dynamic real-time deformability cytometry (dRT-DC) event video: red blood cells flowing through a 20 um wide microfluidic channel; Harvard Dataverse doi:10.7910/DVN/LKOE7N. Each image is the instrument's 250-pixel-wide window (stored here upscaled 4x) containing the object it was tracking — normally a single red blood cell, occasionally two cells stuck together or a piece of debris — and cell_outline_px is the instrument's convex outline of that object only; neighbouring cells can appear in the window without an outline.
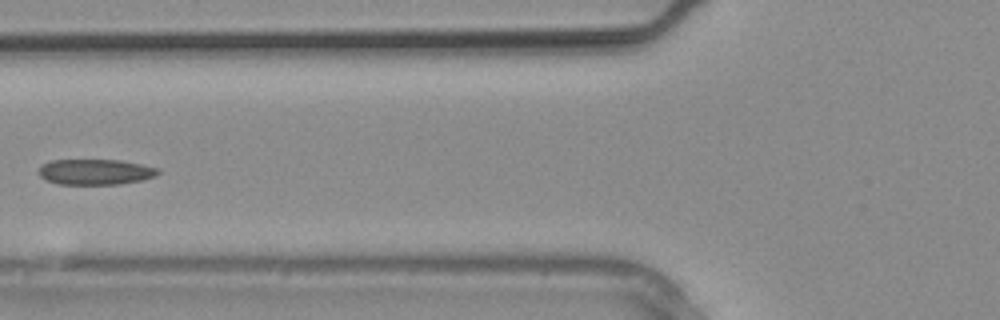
{"species": "common noctule bat (a hibernating species)", "species_latin": "Nyctalus noctula", "temperature_condition": "warm", "stored_images_in_passage": 16, "camera_frame_rate_fps": 3000, "um_per_image_px": 0.085, "animal": {"sex": "male", "body_mass_g": 20.4}, "frame": {"image": 1, "passage_image": 10, "time_ms": 3.0, "image_size_px": [1000, 320], "cell_outline_px": [[160, 172], [156, 176], [144, 180], [120, 184], [60, 184], [44, 180], [40, 176], [40, 164], [52, 160], [120, 160], [160, 168]], "centroid_in_image_um": [8.13, 14.61], "position_along_channel_um": 117.7, "area_um2": 17.92}}